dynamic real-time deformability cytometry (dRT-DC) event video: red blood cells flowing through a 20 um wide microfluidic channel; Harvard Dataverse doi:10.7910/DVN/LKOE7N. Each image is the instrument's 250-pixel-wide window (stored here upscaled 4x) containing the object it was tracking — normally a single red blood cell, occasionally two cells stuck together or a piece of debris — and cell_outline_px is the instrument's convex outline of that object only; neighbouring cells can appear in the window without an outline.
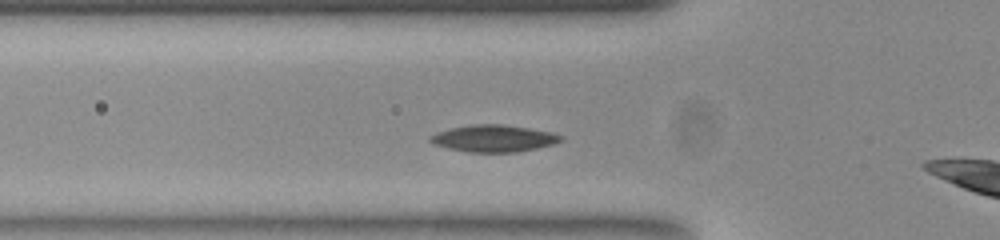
{"species": "common noctule bat (a hibernating species)", "species_latin": "Nyctalus noctula", "temperature_condition": "room temperature", "stored_images_in_passage": 29, "camera_frame_rate_fps": 3000, "um_per_image_px": 0.085, "animal": {"sex": "female", "body_mass_g": 23.0, "forearm_length_mm": 53.4}, "frame": {"image": 1, "passage_image": 2, "time_ms": 0.333, "image_size_px": [1000, 240], "cell_outline_px": [[564, 140], [552, 144], [536, 148], [516, 152], [468, 152], [448, 148], [436, 144], [428, 140], [428, 136], [436, 132], [452, 128], [472, 124], [500, 124], [528, 128], [552, 132], [564, 136]], "centroid_in_image_um": [41.97, 11.76], "position_along_channel_um": 83.8, "area_um2": 20.4}}
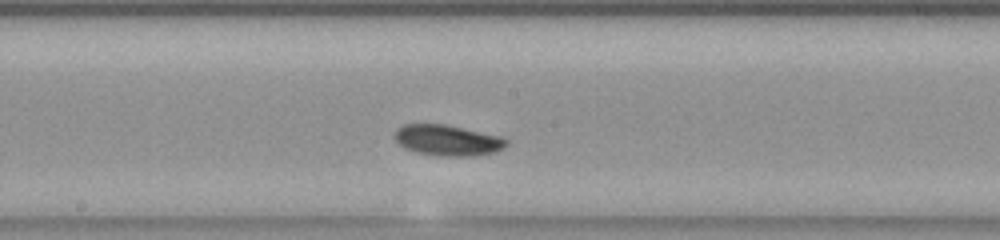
{"frame": {"image": 2, "passage_image": 12, "time_ms": 3.667, "image_size_px": [1000, 240], "cell_outline_px": [[508, 144], [504, 148], [496, 152], [476, 156], [436, 156], [416, 152], [404, 148], [396, 140], [396, 128], [404, 124], [444, 124], [504, 136], [508, 140]], "centroid_in_image_um": [38.11, 11.93], "position_along_channel_um": 210.1, "area_um2": 20.35}}
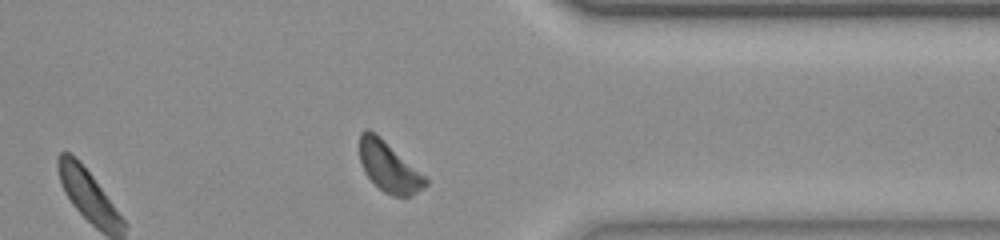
{"frame": {"image": 3, "passage_image": 26, "time_ms": 8.333, "image_size_px": [1000, 240], "cell_outline_px": [[428, 184], [412, 196], [392, 196], [384, 192], [364, 172], [360, 160], [360, 132], [364, 128], [368, 128], [380, 136], [424, 176], [428, 180]], "centroid_in_image_um": [33.03, 14.17], "position_along_channel_um": 378.4, "area_um2": 18.96}}